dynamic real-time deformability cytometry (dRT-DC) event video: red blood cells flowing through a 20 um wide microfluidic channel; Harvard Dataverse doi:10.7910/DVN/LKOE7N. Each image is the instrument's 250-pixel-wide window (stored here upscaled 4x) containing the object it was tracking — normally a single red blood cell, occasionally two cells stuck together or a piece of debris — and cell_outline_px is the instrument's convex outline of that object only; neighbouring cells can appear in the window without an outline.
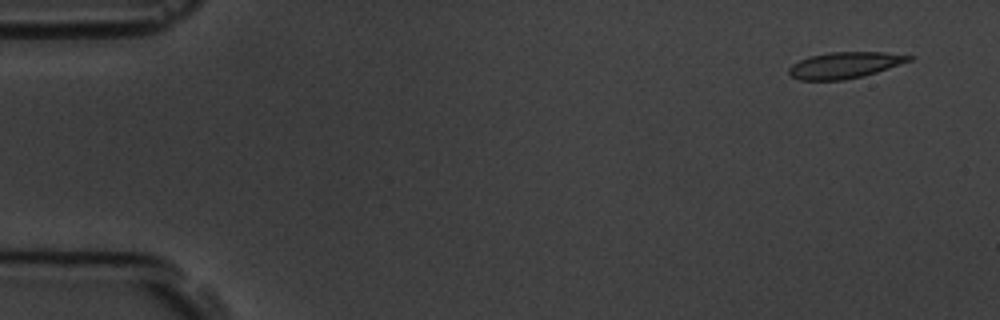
{"species": "common noctule bat (a hibernating species)", "species_latin": "Nyctalus noctula", "temperature_condition": "room temperature", "stored_images_in_passage": 4, "camera_frame_rate_fps": 3000, "um_per_image_px": 0.085, "animal": {"sex": "male", "body_mass_g": 19.5, "forearm_length_mm": 54.6}, "frame": {"image": 1, "passage_image": 1, "time_ms": 0.0, "image_size_px": [1000, 320], "cell_outline_px": [[916, 56], [912, 60], [876, 72], [844, 80], [800, 80], [792, 76], [788, 72], [788, 68], [792, 64], [808, 56], [832, 52], [884, 52]], "centroid_in_image_um": [71.79, 5.53], "position_along_channel_um": 13.2, "area_um2": 18.26}}
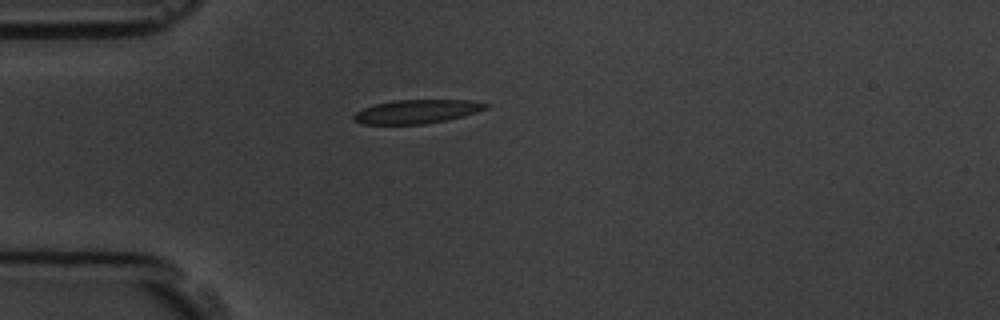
{"frame": {"image": 2, "passage_image": 4, "time_ms": 4.0, "image_size_px": [1000, 320], "cell_outline_px": [[492, 104], [488, 108], [464, 116], [424, 124], [360, 124], [352, 120], [352, 116], [356, 112], [364, 108], [376, 104], [392, 100], [468, 100]], "centroid_in_image_um": [35.42, 9.48], "position_along_channel_um": 49.6, "area_um2": 18.32}}